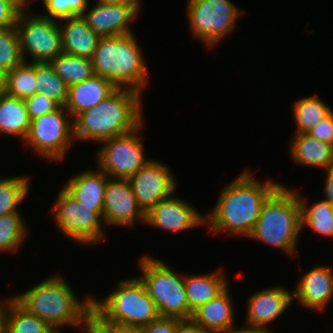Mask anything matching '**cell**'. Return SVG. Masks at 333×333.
<instances>
[{"label": "cell", "instance_id": "cell-45", "mask_svg": "<svg viewBox=\"0 0 333 333\" xmlns=\"http://www.w3.org/2000/svg\"><path fill=\"white\" fill-rule=\"evenodd\" d=\"M0 333H5V300H0Z\"/></svg>", "mask_w": 333, "mask_h": 333}, {"label": "cell", "instance_id": "cell-10", "mask_svg": "<svg viewBox=\"0 0 333 333\" xmlns=\"http://www.w3.org/2000/svg\"><path fill=\"white\" fill-rule=\"evenodd\" d=\"M53 219L56 227L71 241L81 246L100 244L106 238L103 217L92 207L81 206L63 187L53 202Z\"/></svg>", "mask_w": 333, "mask_h": 333}, {"label": "cell", "instance_id": "cell-17", "mask_svg": "<svg viewBox=\"0 0 333 333\" xmlns=\"http://www.w3.org/2000/svg\"><path fill=\"white\" fill-rule=\"evenodd\" d=\"M143 5L96 4L82 14L88 26L101 37L131 34L130 24L139 16ZM138 15V16H137Z\"/></svg>", "mask_w": 333, "mask_h": 333}, {"label": "cell", "instance_id": "cell-8", "mask_svg": "<svg viewBox=\"0 0 333 333\" xmlns=\"http://www.w3.org/2000/svg\"><path fill=\"white\" fill-rule=\"evenodd\" d=\"M243 13L231 0L187 1L189 32L208 49L215 47L235 30L236 21Z\"/></svg>", "mask_w": 333, "mask_h": 333}, {"label": "cell", "instance_id": "cell-47", "mask_svg": "<svg viewBox=\"0 0 333 333\" xmlns=\"http://www.w3.org/2000/svg\"><path fill=\"white\" fill-rule=\"evenodd\" d=\"M219 333H244V326H240V328L236 327Z\"/></svg>", "mask_w": 333, "mask_h": 333}, {"label": "cell", "instance_id": "cell-29", "mask_svg": "<svg viewBox=\"0 0 333 333\" xmlns=\"http://www.w3.org/2000/svg\"><path fill=\"white\" fill-rule=\"evenodd\" d=\"M50 64L67 85L72 86L94 75L92 59L61 53Z\"/></svg>", "mask_w": 333, "mask_h": 333}, {"label": "cell", "instance_id": "cell-15", "mask_svg": "<svg viewBox=\"0 0 333 333\" xmlns=\"http://www.w3.org/2000/svg\"><path fill=\"white\" fill-rule=\"evenodd\" d=\"M103 220L107 226L132 228L136 223L145 224V214L138 207L128 179L107 180L103 202Z\"/></svg>", "mask_w": 333, "mask_h": 333}, {"label": "cell", "instance_id": "cell-42", "mask_svg": "<svg viewBox=\"0 0 333 333\" xmlns=\"http://www.w3.org/2000/svg\"><path fill=\"white\" fill-rule=\"evenodd\" d=\"M326 176L324 179V200H326L330 205L333 206V164L326 170Z\"/></svg>", "mask_w": 333, "mask_h": 333}, {"label": "cell", "instance_id": "cell-19", "mask_svg": "<svg viewBox=\"0 0 333 333\" xmlns=\"http://www.w3.org/2000/svg\"><path fill=\"white\" fill-rule=\"evenodd\" d=\"M109 177L99 168H88L71 176L63 188L81 206L92 207L103 217L105 188Z\"/></svg>", "mask_w": 333, "mask_h": 333}, {"label": "cell", "instance_id": "cell-1", "mask_svg": "<svg viewBox=\"0 0 333 333\" xmlns=\"http://www.w3.org/2000/svg\"><path fill=\"white\" fill-rule=\"evenodd\" d=\"M249 169L224 186L210 215L205 214L208 233L220 232L249 237L268 197L282 184L261 181Z\"/></svg>", "mask_w": 333, "mask_h": 333}, {"label": "cell", "instance_id": "cell-22", "mask_svg": "<svg viewBox=\"0 0 333 333\" xmlns=\"http://www.w3.org/2000/svg\"><path fill=\"white\" fill-rule=\"evenodd\" d=\"M116 88L110 80L94 74L87 80L69 86L65 109L74 119L84 110L98 105Z\"/></svg>", "mask_w": 333, "mask_h": 333}, {"label": "cell", "instance_id": "cell-23", "mask_svg": "<svg viewBox=\"0 0 333 333\" xmlns=\"http://www.w3.org/2000/svg\"><path fill=\"white\" fill-rule=\"evenodd\" d=\"M289 154L293 164L326 170L333 164V145L319 141L307 133L292 135Z\"/></svg>", "mask_w": 333, "mask_h": 333}, {"label": "cell", "instance_id": "cell-21", "mask_svg": "<svg viewBox=\"0 0 333 333\" xmlns=\"http://www.w3.org/2000/svg\"><path fill=\"white\" fill-rule=\"evenodd\" d=\"M58 23L63 53L92 59L101 36L92 31L82 15L64 18Z\"/></svg>", "mask_w": 333, "mask_h": 333}, {"label": "cell", "instance_id": "cell-11", "mask_svg": "<svg viewBox=\"0 0 333 333\" xmlns=\"http://www.w3.org/2000/svg\"><path fill=\"white\" fill-rule=\"evenodd\" d=\"M30 6L28 3L21 10L15 25L22 56L24 61L50 63L63 52L58 20L33 13Z\"/></svg>", "mask_w": 333, "mask_h": 333}, {"label": "cell", "instance_id": "cell-2", "mask_svg": "<svg viewBox=\"0 0 333 333\" xmlns=\"http://www.w3.org/2000/svg\"><path fill=\"white\" fill-rule=\"evenodd\" d=\"M143 94L129 88H116L98 105L73 119L75 142L105 140L136 130L144 122Z\"/></svg>", "mask_w": 333, "mask_h": 333}, {"label": "cell", "instance_id": "cell-14", "mask_svg": "<svg viewBox=\"0 0 333 333\" xmlns=\"http://www.w3.org/2000/svg\"><path fill=\"white\" fill-rule=\"evenodd\" d=\"M285 287L275 285L252 293L246 300L247 310L243 326L261 333H273L269 326L280 318L294 301L293 291Z\"/></svg>", "mask_w": 333, "mask_h": 333}, {"label": "cell", "instance_id": "cell-34", "mask_svg": "<svg viewBox=\"0 0 333 333\" xmlns=\"http://www.w3.org/2000/svg\"><path fill=\"white\" fill-rule=\"evenodd\" d=\"M23 61L16 27L0 29V68L8 73Z\"/></svg>", "mask_w": 333, "mask_h": 333}, {"label": "cell", "instance_id": "cell-27", "mask_svg": "<svg viewBox=\"0 0 333 333\" xmlns=\"http://www.w3.org/2000/svg\"><path fill=\"white\" fill-rule=\"evenodd\" d=\"M293 119L296 125L294 134L307 133L327 117L333 109L316 94L300 97L293 104Z\"/></svg>", "mask_w": 333, "mask_h": 333}, {"label": "cell", "instance_id": "cell-12", "mask_svg": "<svg viewBox=\"0 0 333 333\" xmlns=\"http://www.w3.org/2000/svg\"><path fill=\"white\" fill-rule=\"evenodd\" d=\"M143 125L130 133L101 142L102 146L99 144L96 164L109 178L129 179L151 160L146 155L143 136L140 135Z\"/></svg>", "mask_w": 333, "mask_h": 333}, {"label": "cell", "instance_id": "cell-5", "mask_svg": "<svg viewBox=\"0 0 333 333\" xmlns=\"http://www.w3.org/2000/svg\"><path fill=\"white\" fill-rule=\"evenodd\" d=\"M137 42L134 33L101 37L92 57L94 74L110 80L117 88L142 93L148 85L149 72Z\"/></svg>", "mask_w": 333, "mask_h": 333}, {"label": "cell", "instance_id": "cell-38", "mask_svg": "<svg viewBox=\"0 0 333 333\" xmlns=\"http://www.w3.org/2000/svg\"><path fill=\"white\" fill-rule=\"evenodd\" d=\"M183 320L160 317L149 325L140 328L141 333H177Z\"/></svg>", "mask_w": 333, "mask_h": 333}, {"label": "cell", "instance_id": "cell-31", "mask_svg": "<svg viewBox=\"0 0 333 333\" xmlns=\"http://www.w3.org/2000/svg\"><path fill=\"white\" fill-rule=\"evenodd\" d=\"M30 175L0 177V216L21 212L20 203L30 190Z\"/></svg>", "mask_w": 333, "mask_h": 333}, {"label": "cell", "instance_id": "cell-20", "mask_svg": "<svg viewBox=\"0 0 333 333\" xmlns=\"http://www.w3.org/2000/svg\"><path fill=\"white\" fill-rule=\"evenodd\" d=\"M228 286L217 297L209 300L198 308L191 321L211 333H219L236 328L235 305L232 300L231 290Z\"/></svg>", "mask_w": 333, "mask_h": 333}, {"label": "cell", "instance_id": "cell-39", "mask_svg": "<svg viewBox=\"0 0 333 333\" xmlns=\"http://www.w3.org/2000/svg\"><path fill=\"white\" fill-rule=\"evenodd\" d=\"M307 134L319 141L333 145V111L307 132Z\"/></svg>", "mask_w": 333, "mask_h": 333}, {"label": "cell", "instance_id": "cell-46", "mask_svg": "<svg viewBox=\"0 0 333 333\" xmlns=\"http://www.w3.org/2000/svg\"><path fill=\"white\" fill-rule=\"evenodd\" d=\"M7 72L0 68V94L6 91Z\"/></svg>", "mask_w": 333, "mask_h": 333}, {"label": "cell", "instance_id": "cell-9", "mask_svg": "<svg viewBox=\"0 0 333 333\" xmlns=\"http://www.w3.org/2000/svg\"><path fill=\"white\" fill-rule=\"evenodd\" d=\"M74 139V124L65 107L31 120L29 133L24 140L25 150H33L36 156L47 161H64Z\"/></svg>", "mask_w": 333, "mask_h": 333}, {"label": "cell", "instance_id": "cell-41", "mask_svg": "<svg viewBox=\"0 0 333 333\" xmlns=\"http://www.w3.org/2000/svg\"><path fill=\"white\" fill-rule=\"evenodd\" d=\"M89 3V0H66V18L82 15Z\"/></svg>", "mask_w": 333, "mask_h": 333}, {"label": "cell", "instance_id": "cell-7", "mask_svg": "<svg viewBox=\"0 0 333 333\" xmlns=\"http://www.w3.org/2000/svg\"><path fill=\"white\" fill-rule=\"evenodd\" d=\"M92 305L121 328L140 329L161 317L139 276L120 280L104 298L92 296Z\"/></svg>", "mask_w": 333, "mask_h": 333}, {"label": "cell", "instance_id": "cell-28", "mask_svg": "<svg viewBox=\"0 0 333 333\" xmlns=\"http://www.w3.org/2000/svg\"><path fill=\"white\" fill-rule=\"evenodd\" d=\"M298 198L301 207L302 231L304 227H307L323 237H333V206L323 199L310 207L309 200L299 192Z\"/></svg>", "mask_w": 333, "mask_h": 333}, {"label": "cell", "instance_id": "cell-37", "mask_svg": "<svg viewBox=\"0 0 333 333\" xmlns=\"http://www.w3.org/2000/svg\"><path fill=\"white\" fill-rule=\"evenodd\" d=\"M29 0H0V29L14 27L21 10Z\"/></svg>", "mask_w": 333, "mask_h": 333}, {"label": "cell", "instance_id": "cell-16", "mask_svg": "<svg viewBox=\"0 0 333 333\" xmlns=\"http://www.w3.org/2000/svg\"><path fill=\"white\" fill-rule=\"evenodd\" d=\"M173 233L205 227V214H201L187 200L174 196V193L160 200L145 214V224Z\"/></svg>", "mask_w": 333, "mask_h": 333}, {"label": "cell", "instance_id": "cell-33", "mask_svg": "<svg viewBox=\"0 0 333 333\" xmlns=\"http://www.w3.org/2000/svg\"><path fill=\"white\" fill-rule=\"evenodd\" d=\"M34 62L23 61L7 73L5 93L25 99L37 92Z\"/></svg>", "mask_w": 333, "mask_h": 333}, {"label": "cell", "instance_id": "cell-4", "mask_svg": "<svg viewBox=\"0 0 333 333\" xmlns=\"http://www.w3.org/2000/svg\"><path fill=\"white\" fill-rule=\"evenodd\" d=\"M301 233L298 191L282 183L263 204L248 238L279 249L289 257L296 255Z\"/></svg>", "mask_w": 333, "mask_h": 333}, {"label": "cell", "instance_id": "cell-44", "mask_svg": "<svg viewBox=\"0 0 333 333\" xmlns=\"http://www.w3.org/2000/svg\"><path fill=\"white\" fill-rule=\"evenodd\" d=\"M98 1L111 5H117V4L142 5V0H98Z\"/></svg>", "mask_w": 333, "mask_h": 333}, {"label": "cell", "instance_id": "cell-3", "mask_svg": "<svg viewBox=\"0 0 333 333\" xmlns=\"http://www.w3.org/2000/svg\"><path fill=\"white\" fill-rule=\"evenodd\" d=\"M60 273L48 276L30 289L12 297L30 314L47 322L58 333L63 327L78 328L92 296L78 298L76 291Z\"/></svg>", "mask_w": 333, "mask_h": 333}, {"label": "cell", "instance_id": "cell-48", "mask_svg": "<svg viewBox=\"0 0 333 333\" xmlns=\"http://www.w3.org/2000/svg\"><path fill=\"white\" fill-rule=\"evenodd\" d=\"M118 333H141L140 329L121 328Z\"/></svg>", "mask_w": 333, "mask_h": 333}, {"label": "cell", "instance_id": "cell-26", "mask_svg": "<svg viewBox=\"0 0 333 333\" xmlns=\"http://www.w3.org/2000/svg\"><path fill=\"white\" fill-rule=\"evenodd\" d=\"M5 333H58L47 322L30 314L12 296L5 299Z\"/></svg>", "mask_w": 333, "mask_h": 333}, {"label": "cell", "instance_id": "cell-6", "mask_svg": "<svg viewBox=\"0 0 333 333\" xmlns=\"http://www.w3.org/2000/svg\"><path fill=\"white\" fill-rule=\"evenodd\" d=\"M137 263L142 273L139 279L155 302L160 316L190 321L193 313L187 301L185 275L178 274L163 259L150 254H142Z\"/></svg>", "mask_w": 333, "mask_h": 333}, {"label": "cell", "instance_id": "cell-30", "mask_svg": "<svg viewBox=\"0 0 333 333\" xmlns=\"http://www.w3.org/2000/svg\"><path fill=\"white\" fill-rule=\"evenodd\" d=\"M29 232L21 212L0 216V254L17 253L23 247Z\"/></svg>", "mask_w": 333, "mask_h": 333}, {"label": "cell", "instance_id": "cell-43", "mask_svg": "<svg viewBox=\"0 0 333 333\" xmlns=\"http://www.w3.org/2000/svg\"><path fill=\"white\" fill-rule=\"evenodd\" d=\"M177 333H211L204 330L202 327L195 325L191 320L183 321L177 331Z\"/></svg>", "mask_w": 333, "mask_h": 333}, {"label": "cell", "instance_id": "cell-49", "mask_svg": "<svg viewBox=\"0 0 333 333\" xmlns=\"http://www.w3.org/2000/svg\"><path fill=\"white\" fill-rule=\"evenodd\" d=\"M244 333H261V332L254 330V329L244 327Z\"/></svg>", "mask_w": 333, "mask_h": 333}, {"label": "cell", "instance_id": "cell-13", "mask_svg": "<svg viewBox=\"0 0 333 333\" xmlns=\"http://www.w3.org/2000/svg\"><path fill=\"white\" fill-rule=\"evenodd\" d=\"M177 177L172 169L160 160H151L128 180L138 207L146 214L160 200L176 192Z\"/></svg>", "mask_w": 333, "mask_h": 333}, {"label": "cell", "instance_id": "cell-25", "mask_svg": "<svg viewBox=\"0 0 333 333\" xmlns=\"http://www.w3.org/2000/svg\"><path fill=\"white\" fill-rule=\"evenodd\" d=\"M31 120L24 99L3 93L0 97V135L26 139Z\"/></svg>", "mask_w": 333, "mask_h": 333}, {"label": "cell", "instance_id": "cell-40", "mask_svg": "<svg viewBox=\"0 0 333 333\" xmlns=\"http://www.w3.org/2000/svg\"><path fill=\"white\" fill-rule=\"evenodd\" d=\"M34 1L40 0H29V3L32 4ZM44 5L45 12L40 13L41 15L54 19L62 20L66 18V0H41Z\"/></svg>", "mask_w": 333, "mask_h": 333}, {"label": "cell", "instance_id": "cell-32", "mask_svg": "<svg viewBox=\"0 0 333 333\" xmlns=\"http://www.w3.org/2000/svg\"><path fill=\"white\" fill-rule=\"evenodd\" d=\"M37 92L53 99L61 107L68 101V85L55 73L48 62L34 63Z\"/></svg>", "mask_w": 333, "mask_h": 333}, {"label": "cell", "instance_id": "cell-24", "mask_svg": "<svg viewBox=\"0 0 333 333\" xmlns=\"http://www.w3.org/2000/svg\"><path fill=\"white\" fill-rule=\"evenodd\" d=\"M228 282L223 269L219 268L201 274L185 273L184 285L190 311L194 313L209 300L217 297L229 286Z\"/></svg>", "mask_w": 333, "mask_h": 333}, {"label": "cell", "instance_id": "cell-36", "mask_svg": "<svg viewBox=\"0 0 333 333\" xmlns=\"http://www.w3.org/2000/svg\"><path fill=\"white\" fill-rule=\"evenodd\" d=\"M30 120L57 110L60 105L53 99L36 92L24 99Z\"/></svg>", "mask_w": 333, "mask_h": 333}, {"label": "cell", "instance_id": "cell-18", "mask_svg": "<svg viewBox=\"0 0 333 333\" xmlns=\"http://www.w3.org/2000/svg\"><path fill=\"white\" fill-rule=\"evenodd\" d=\"M330 265L318 264L299 276L293 300L301 308L323 312L333 301V268Z\"/></svg>", "mask_w": 333, "mask_h": 333}, {"label": "cell", "instance_id": "cell-35", "mask_svg": "<svg viewBox=\"0 0 333 333\" xmlns=\"http://www.w3.org/2000/svg\"><path fill=\"white\" fill-rule=\"evenodd\" d=\"M79 327L85 333H118L121 329L116 322L106 318L93 305L84 312Z\"/></svg>", "mask_w": 333, "mask_h": 333}]
</instances>
